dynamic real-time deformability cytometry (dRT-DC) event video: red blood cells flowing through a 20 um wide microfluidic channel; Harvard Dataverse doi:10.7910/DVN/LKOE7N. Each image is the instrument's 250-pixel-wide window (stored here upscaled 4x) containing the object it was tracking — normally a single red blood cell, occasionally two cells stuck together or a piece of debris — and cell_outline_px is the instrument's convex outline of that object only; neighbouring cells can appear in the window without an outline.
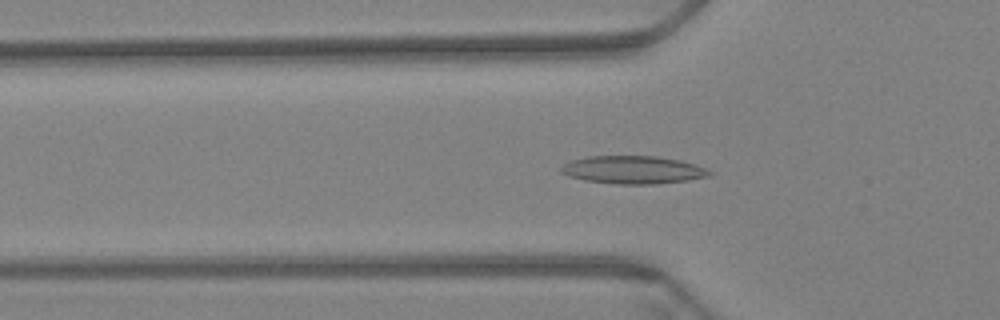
{"species": "Egyptian fruit bat (a non-hibernating species)", "species_latin": "Rousettus aegyptiacus", "temperature_condition": "warm", "stored_images_in_passage": 60, "camera_frame_rate_fps": 3000, "um_per_image_px": 0.085, "animal": {"sex": "female"}, "frame": {"image": 1, "passage_image": 20, "time_ms": 6.333, "image_size_px": [1000, 320], "cell_outline_px": [[716, 172], [712, 176], [688, 180], [656, 184], [616, 184], [584, 180], [568, 176], [560, 172], [560, 168], [564, 164], [572, 160], [588, 156], [656, 156], [680, 160], [696, 164]], "centroid_in_image_um": [53.86, 14.44], "position_along_channel_um": 71.9, "area_um2": 24.39}}
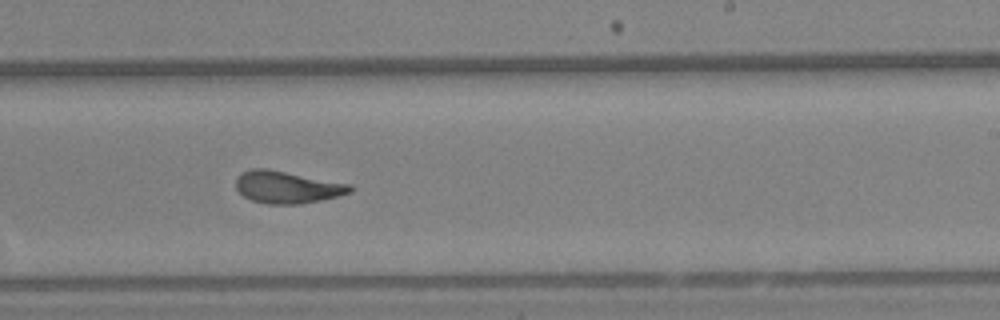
{"frame": {"image": 2, "passage_image": 37, "time_ms": 12.0, "image_size_px": [1000, 320], "cell_outline_px": [[352, 192], [340, 196], [300, 204], [268, 204], [252, 200], [244, 196], [236, 188], [236, 176], [240, 172], [252, 168], [268, 168], [352, 184]], "centroid_in_image_um": [24.41, 15.89], "position_along_channel_um": 264.6, "area_um2": 21.68}}
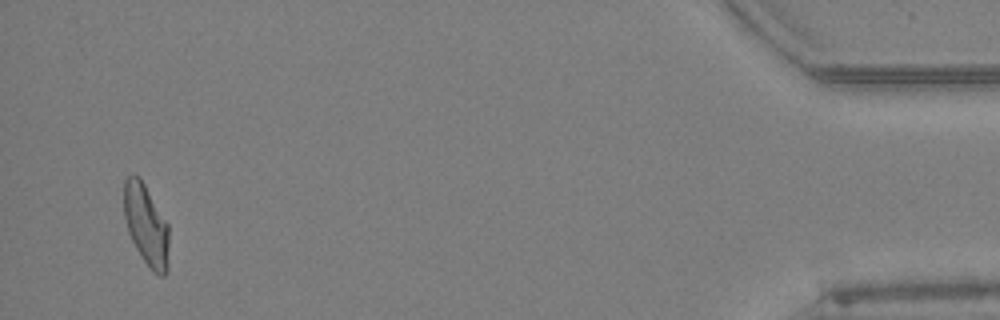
{"frame": {"image": 3, "passage_image": 58, "time_ms": 19.0, "image_size_px": [1000, 320], "cell_outline_px": [[168, 268], [164, 276], [160, 276], [152, 272], [136, 248], [128, 232], [124, 216], [124, 180], [128, 176], [140, 176], [168, 224]], "centroid_in_image_um": [12.42, 19.13], "position_along_channel_um": 422.8, "area_um2": 21.21}, "authors_computed_cell_mechanics": {"area_um2": 21.675, "velocity_mm_per_s": 3.4127, "shape_relaxation_time_tau1_ms": 9.5555, "shape_relaxation_time_tau2_ms": 1.8086, "deformation_change_tau1": 0.2256, "deformation_change_tau2": 0.0991}}